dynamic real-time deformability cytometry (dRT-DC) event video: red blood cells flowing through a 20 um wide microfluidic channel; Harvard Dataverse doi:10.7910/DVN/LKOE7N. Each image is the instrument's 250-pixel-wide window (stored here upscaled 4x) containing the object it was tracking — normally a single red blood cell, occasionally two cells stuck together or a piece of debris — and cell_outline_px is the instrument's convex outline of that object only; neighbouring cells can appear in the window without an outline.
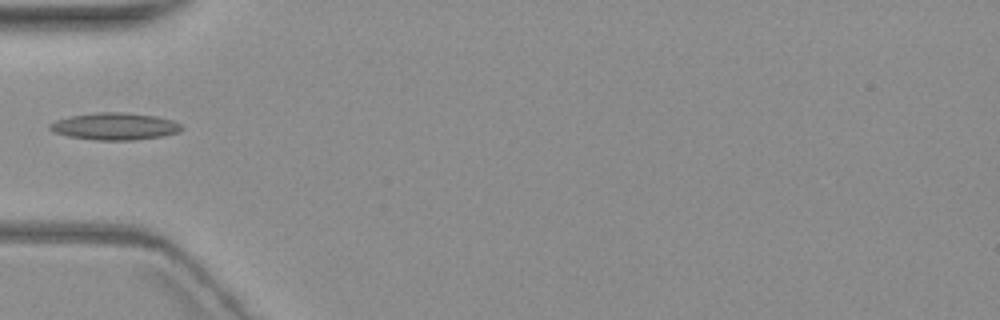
{"species": "common noctule bat (a hibernating species)", "species_latin": "Nyctalus noctula", "temperature_condition": "warm", "stored_images_in_passage": 7, "camera_frame_rate_fps": 3000, "um_per_image_px": 0.085, "animal": {"sex": "female", "body_mass_g": 19.3, "forearm_length_mm": 54.1}, "frame": {"image": 1, "passage_image": 5, "time_ms": 5.0, "image_size_px": [1000, 320], "cell_outline_px": [[184, 128], [180, 132], [160, 136], [136, 140], [96, 140], [68, 136], [52, 132], [48, 128], [48, 124], [56, 120], [72, 116], [96, 112], [124, 112], [156, 116], [172, 120], [180, 124]], "centroid_in_image_um": [9.75, 10.74], "position_along_channel_um": 75.3, "area_um2": 20.87}}
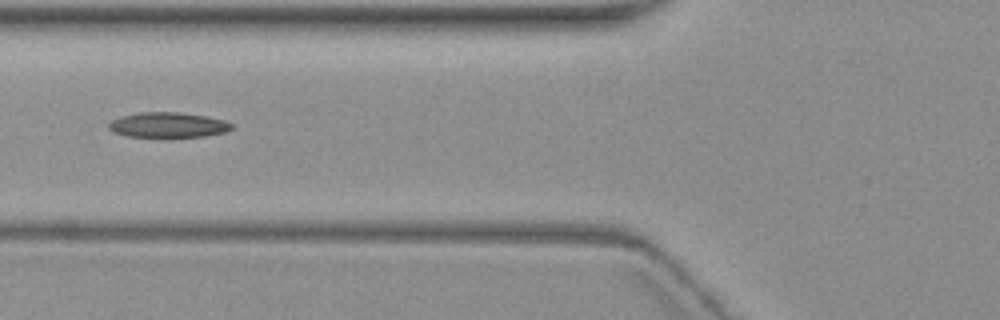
{"frame": {"image": 2, "passage_image": 6, "time_ms": 6.0, "image_size_px": [1000, 320], "cell_outline_px": [[232, 128], [224, 132], [204, 136], [172, 140], [128, 136], [112, 132], [108, 128], [108, 124], [112, 120], [120, 116], [140, 112], [180, 112], [204, 116], [224, 120], [232, 124]], "centroid_in_image_um": [14.24, 10.67], "position_along_channel_um": 111.6, "area_um2": 18.84}}
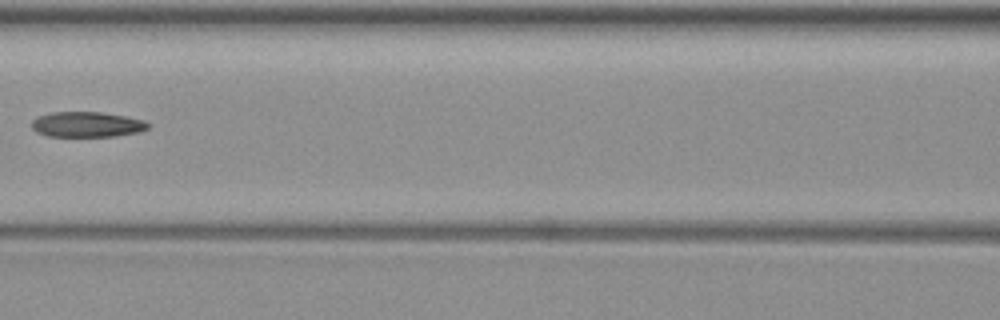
{"frame": {"image": 3, "passage_image": 7, "time_ms": 7.333, "image_size_px": [1000, 320], "cell_outline_px": [[148, 128], [140, 132], [116, 136], [48, 136], [36, 132], [32, 128], [32, 120], [36, 116], [52, 112], [100, 112], [124, 116], [144, 120], [148, 124]], "centroid_in_image_um": [7.36, 10.58], "position_along_channel_um": 159.2, "area_um2": 17.17}}